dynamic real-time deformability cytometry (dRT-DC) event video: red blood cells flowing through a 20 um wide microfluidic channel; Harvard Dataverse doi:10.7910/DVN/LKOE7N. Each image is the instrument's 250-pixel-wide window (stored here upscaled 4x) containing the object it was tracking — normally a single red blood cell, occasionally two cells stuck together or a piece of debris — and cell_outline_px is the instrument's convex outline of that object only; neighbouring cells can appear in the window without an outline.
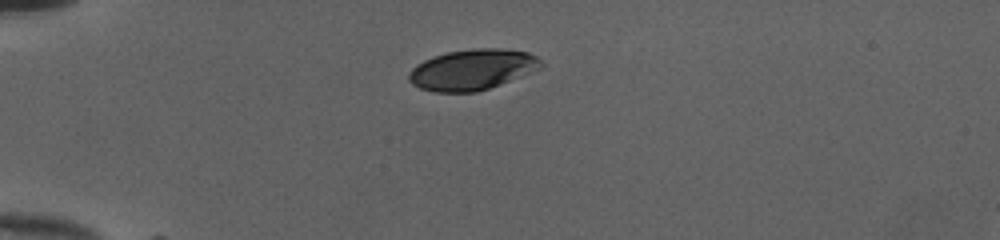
{"species": "human", "species_latin": "Homo sapiens", "temperature_condition": "cold", "stored_images_in_passage": 38, "camera_frame_rate_fps": 3000, "um_per_image_px": 0.085, "donor": {"sex": "female"}, "frame": {"image": 1, "passage_image": 1, "time_ms": 0.0, "image_size_px": [1000, 240], "cell_outline_px": [[544, 64], [520, 76], [488, 88], [476, 92], [436, 92], [420, 88], [412, 84], [408, 80], [408, 72], [416, 64], [424, 60], [448, 52], [472, 48], [500, 48], [528, 52], [536, 56]], "centroid_in_image_um": [40.09, 5.91], "position_along_channel_um": 44.9, "area_um2": 30.92}}
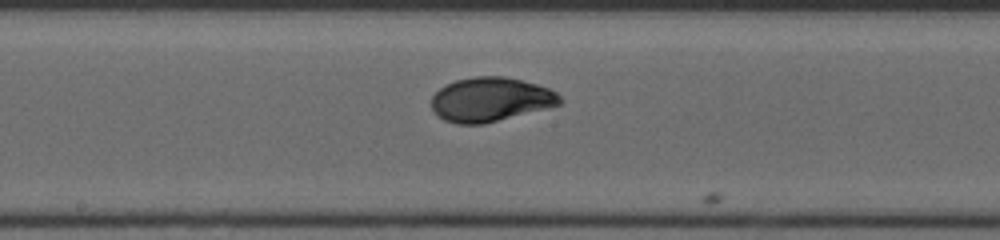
{"frame": {"image": 2, "passage_image": 16, "time_ms": 5.0, "image_size_px": [1000, 240], "cell_outline_px": [[564, 100], [560, 104], [548, 108], [484, 124], [456, 124], [444, 120], [436, 116], [432, 108], [432, 96], [440, 88], [456, 80], [476, 76], [504, 76], [536, 84], [548, 88], [556, 92]], "centroid_in_image_um": [41.69, 8.47], "position_along_channel_um": 206.5, "area_um2": 33.12}}
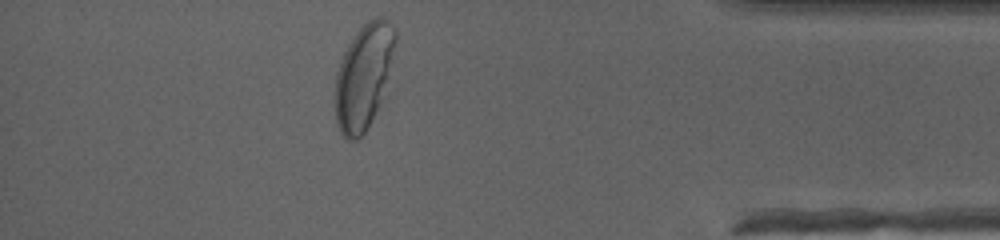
{"frame": {"image": 3, "passage_image": 33, "time_ms": 10.667, "image_size_px": [1000, 240], "cell_outline_px": [[396, 40], [388, 76], [380, 104], [376, 112], [364, 132], [356, 140], [348, 140], [340, 132], [336, 124], [332, 100], [336, 72], [340, 60], [348, 44], [356, 32], [372, 16], [380, 16], [388, 20], [392, 24], [396, 32]], "centroid_in_image_um": [30.86, 6.5], "position_along_channel_um": 404.3, "area_um2": 37.22}, "authors_computed_cell_mechanics": {"area_um2": 32.7726, "velocity_mm_per_s": 4.0064, "shape_relaxation_time_tau1_ms": 3.3163, "shape_relaxation_time_tau2_ms": null, "deformation_change_tau1": 0.1548, "deformation_change_tau2": null}}